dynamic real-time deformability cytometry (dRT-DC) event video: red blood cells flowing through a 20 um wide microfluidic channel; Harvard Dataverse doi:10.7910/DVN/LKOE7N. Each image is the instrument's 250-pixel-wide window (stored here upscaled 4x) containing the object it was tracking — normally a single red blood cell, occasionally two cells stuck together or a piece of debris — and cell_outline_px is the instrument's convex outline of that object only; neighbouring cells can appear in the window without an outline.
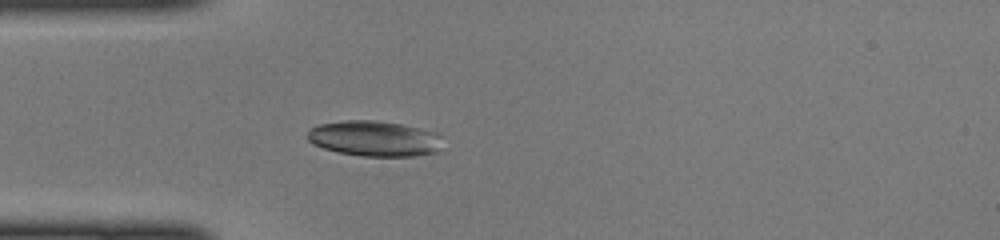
{"species": "common noctule bat (a hibernating species)", "species_latin": "Nyctalus noctula", "temperature_condition": "cold", "stored_images_in_passage": 47, "camera_frame_rate_fps": 3000, "um_per_image_px": 0.085, "animal": {"sex": "female", "body_mass_g": 22.0, "forearm_length_mm": 56.7}, "frame": {"image": 1, "passage_image": 13, "time_ms": 4.0, "image_size_px": [1000, 240], "cell_outline_px": [[436, 152], [412, 156], [360, 156], [340, 152], [324, 148], [312, 144], [308, 140], [308, 132], [312, 128], [320, 124], [344, 120], [376, 120], [400, 124], [432, 132], [436, 136]], "centroid_in_image_um": [31.69, 11.77], "position_along_channel_um": 53.3, "area_um2": 27.11}}
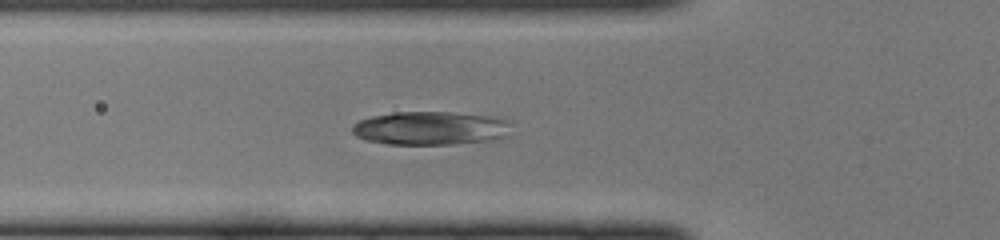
{"frame": {"image": 2, "passage_image": 16, "time_ms": 5.0, "image_size_px": [1000, 240], "cell_outline_px": [[508, 136], [504, 140], [452, 144], [388, 144], [368, 140], [356, 136], [352, 132], [352, 124], [360, 120], [372, 116], [396, 112], [452, 112], [496, 116], [508, 120]], "centroid_in_image_um": [36.66, 10.9], "position_along_channel_um": 89.1, "area_um2": 31.44}}